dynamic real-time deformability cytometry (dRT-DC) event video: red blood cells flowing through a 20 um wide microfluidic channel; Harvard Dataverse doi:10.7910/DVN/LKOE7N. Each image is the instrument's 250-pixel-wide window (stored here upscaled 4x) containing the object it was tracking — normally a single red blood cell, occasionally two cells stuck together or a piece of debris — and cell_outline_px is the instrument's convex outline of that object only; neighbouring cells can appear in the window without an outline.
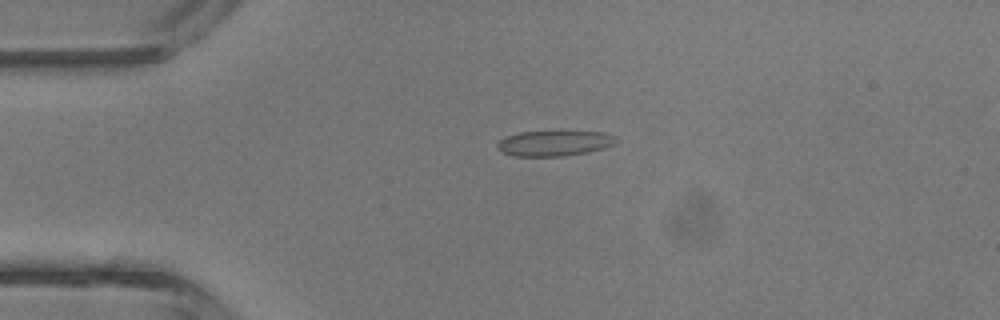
{"species": "common noctule bat (a hibernating species)", "species_latin": "Nyctalus noctula", "temperature_condition": "room temperature", "stored_images_in_passage": 2, "camera_frame_rate_fps": 3000, "um_per_image_px": 0.085, "animal": {"sex": "male", "body_mass_g": 13.3}, "frame": {"image": 1, "passage_image": 1, "time_ms": 0.0, "image_size_px": [1000, 320], "cell_outline_px": [[620, 140], [616, 144], [604, 148], [588, 152], [564, 156], [512, 156], [504, 152], [496, 144], [504, 136], [520, 132], [604, 132], [616, 136]], "centroid_in_image_um": [47.17, 12.18], "position_along_channel_um": 37.8, "area_um2": 17.57}}